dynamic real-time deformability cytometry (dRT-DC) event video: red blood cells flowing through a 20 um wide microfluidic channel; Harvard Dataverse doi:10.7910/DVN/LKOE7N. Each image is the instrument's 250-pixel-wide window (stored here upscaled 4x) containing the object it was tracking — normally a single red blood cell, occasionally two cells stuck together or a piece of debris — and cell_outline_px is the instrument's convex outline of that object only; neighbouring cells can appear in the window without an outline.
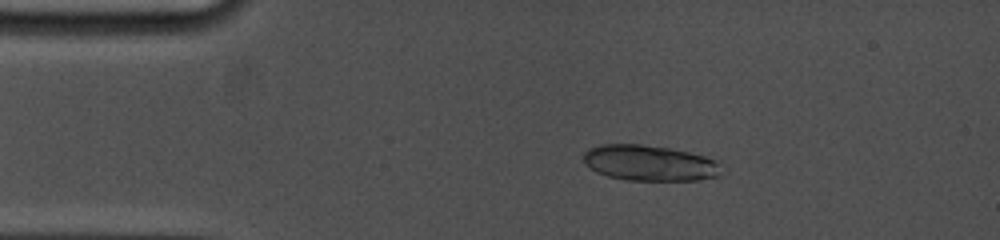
{"species": "common noctule bat (a hibernating species)", "species_latin": "Nyctalus noctula", "temperature_condition": "cold", "stored_images_in_passage": 5, "camera_frame_rate_fps": 5000, "um_per_image_px": 0.085, "animal": {"sex": "female", "body_mass_g": 19.0, "forearm_length_mm": 53.3}, "frame": {"image": 1, "passage_image": 4, "time_ms": 2.6, "image_size_px": [1000, 240], "cell_outline_px": [[720, 160], [716, 176], [700, 180], [624, 180], [608, 176], [596, 172], [584, 164], [584, 152], [588, 148], [600, 144], [640, 144], [668, 148], [688, 152]], "centroid_in_image_um": [55.15, 13.85], "position_along_channel_um": 29.8, "area_um2": 28.61}}